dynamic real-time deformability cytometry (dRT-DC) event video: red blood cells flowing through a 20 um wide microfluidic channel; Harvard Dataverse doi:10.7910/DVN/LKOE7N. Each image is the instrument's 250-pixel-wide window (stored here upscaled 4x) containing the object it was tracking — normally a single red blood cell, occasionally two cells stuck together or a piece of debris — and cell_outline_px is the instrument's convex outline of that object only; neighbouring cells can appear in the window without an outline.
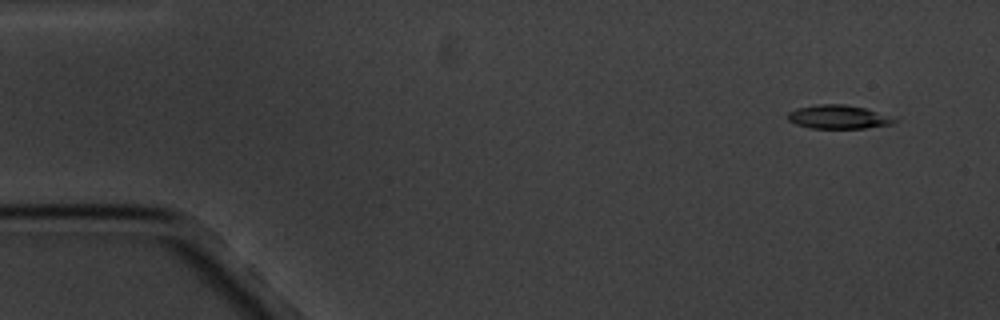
{"species": "common noctule bat (a hibernating species)", "species_latin": "Nyctalus noctula", "temperature_condition": "cold", "stored_images_in_passage": 8, "camera_frame_rate_fps": 3000, "um_per_image_px": 0.085, "animal": {"sex": "male", "body_mass_g": 20.1, "forearm_length_mm": 53.5}, "frame": {"image": 1, "passage_image": 1, "time_ms": 0.0, "image_size_px": [1000, 320], "cell_outline_px": [[900, 120], [892, 124], [864, 128], [812, 128], [796, 124], [788, 120], [788, 112], [796, 108], [820, 104], [844, 104], [864, 108]], "centroid_in_image_um": [71.24, 9.94], "position_along_channel_um": 13.8, "area_um2": 14.51}}
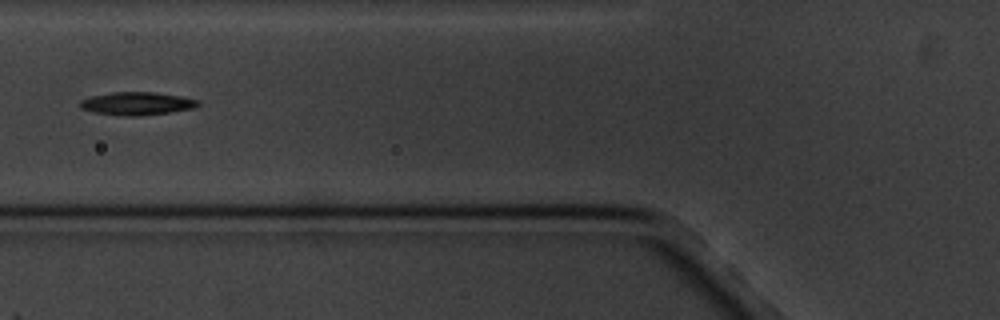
{"frame": {"image": 2, "passage_image": 6, "time_ms": 6.0, "image_size_px": [1000, 320], "cell_outline_px": [[200, 104], [192, 108], [168, 112], [140, 116], [124, 116], [92, 112], [80, 108], [80, 100], [92, 96], [112, 92], [152, 92], [180, 96], [200, 100]], "centroid_in_image_um": [11.61, 8.8], "position_along_channel_um": 114.2, "area_um2": 15.72}}
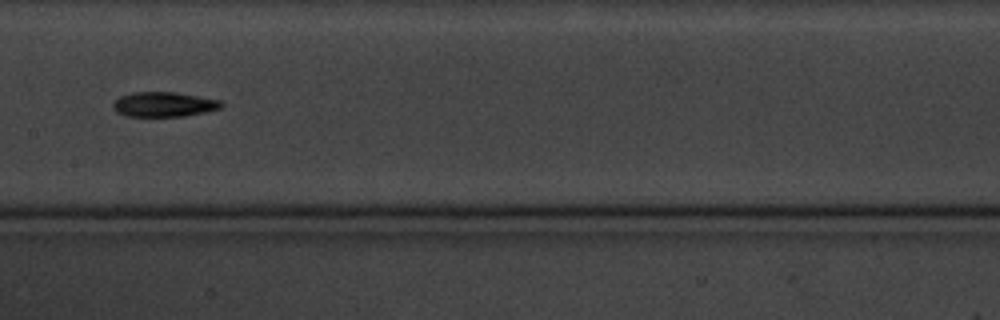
{"frame": {"image": 3, "passage_image": 8, "time_ms": 8.333, "image_size_px": [1000, 320], "cell_outline_px": [[224, 104], [220, 108], [204, 112], [184, 116], [128, 116], [116, 112], [112, 108], [112, 104], [120, 96], [132, 92], [176, 92], [220, 100]], "centroid_in_image_um": [13.91, 8.87], "position_along_channel_um": 193.5, "area_um2": 15.61}}